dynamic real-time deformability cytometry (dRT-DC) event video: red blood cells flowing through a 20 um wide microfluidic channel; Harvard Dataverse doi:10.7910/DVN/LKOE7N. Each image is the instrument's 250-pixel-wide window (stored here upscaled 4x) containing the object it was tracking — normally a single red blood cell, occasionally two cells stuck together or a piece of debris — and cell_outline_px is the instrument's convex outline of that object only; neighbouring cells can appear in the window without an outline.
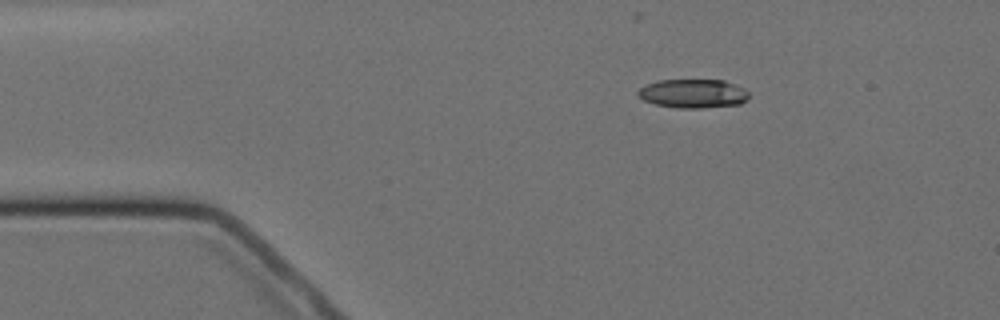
{"species": "Egyptian fruit bat (a non-hibernating species)", "species_latin": "Rousettus aegyptiacus", "temperature_condition": "cold", "stored_images_in_passage": 3, "camera_frame_rate_fps": 3000, "um_per_image_px": 0.085, "animal": {"sex": "female"}, "frame": {"image": 1, "passage_image": 1, "time_ms": 0.0, "image_size_px": [1000, 320], "cell_outline_px": [[748, 100], [740, 104], [700, 108], [676, 108], [656, 104], [644, 100], [636, 96], [636, 92], [640, 88], [656, 80], [724, 80], [744, 88], [748, 92]], "centroid_in_image_um": [58.9, 7.95], "position_along_channel_um": 26.1, "area_um2": 18.73}}
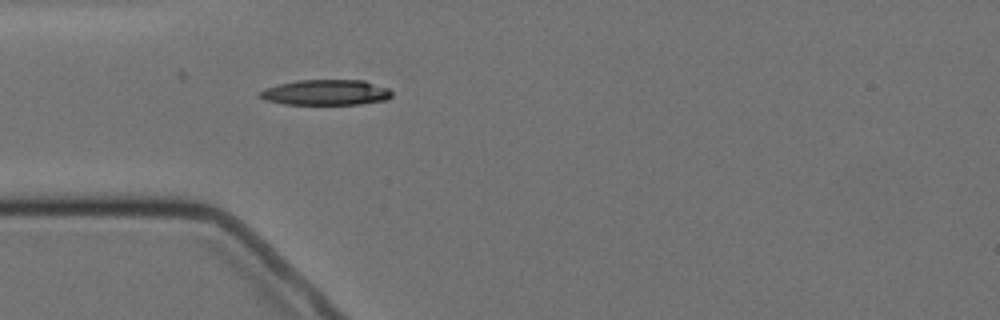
{"frame": {"image": 2, "passage_image": 3, "time_ms": 2.333, "image_size_px": [1000, 320], "cell_outline_px": [[392, 96], [384, 100], [360, 104], [284, 104], [264, 100], [260, 96], [260, 92], [276, 84], [296, 80], [364, 80], [388, 88], [392, 92]], "centroid_in_image_um": [27.71, 7.85], "position_along_channel_um": 57.3, "area_um2": 19.54}}